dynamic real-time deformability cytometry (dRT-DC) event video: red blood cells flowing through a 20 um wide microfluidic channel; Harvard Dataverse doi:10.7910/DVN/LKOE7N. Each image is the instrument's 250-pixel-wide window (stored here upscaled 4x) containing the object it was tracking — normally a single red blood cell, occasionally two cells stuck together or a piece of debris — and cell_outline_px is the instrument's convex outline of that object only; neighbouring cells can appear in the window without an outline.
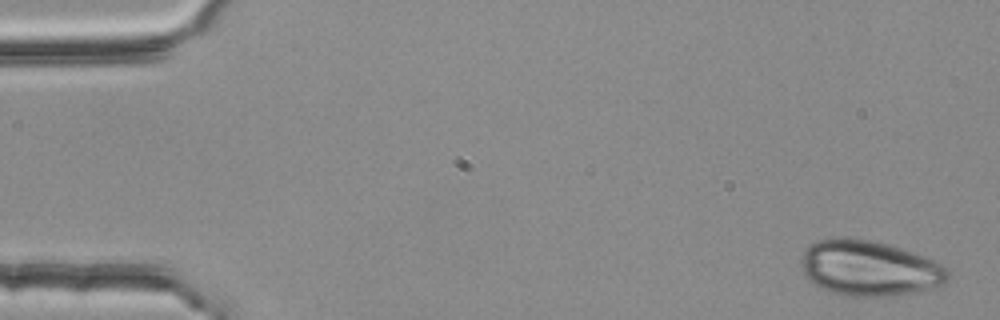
{"species": "common noctule bat (a hibernating species)", "species_latin": "Nyctalus noctula", "temperature_condition": "room temperature", "stored_images_in_passage": 4, "camera_frame_rate_fps": 3000, "um_per_image_px": 0.085, "animal": {"sex": "female", "body_mass_g": 25.1}, "frame": {"image": 1, "passage_image": 1, "time_ms": 0.0, "image_size_px": [1000, 320], "cell_outline_px": [[948, 280], [944, 284], [932, 288], [916, 292], [896, 296], [844, 296], [820, 288], [808, 280], [800, 264], [800, 260], [804, 248], [816, 240], [840, 236], [848, 236], [888, 244], [912, 252], [932, 260], [940, 264], [948, 272]], "centroid_in_image_um": [73.83, 22.79], "position_along_channel_um": 11.2, "area_um2": 47.74}}